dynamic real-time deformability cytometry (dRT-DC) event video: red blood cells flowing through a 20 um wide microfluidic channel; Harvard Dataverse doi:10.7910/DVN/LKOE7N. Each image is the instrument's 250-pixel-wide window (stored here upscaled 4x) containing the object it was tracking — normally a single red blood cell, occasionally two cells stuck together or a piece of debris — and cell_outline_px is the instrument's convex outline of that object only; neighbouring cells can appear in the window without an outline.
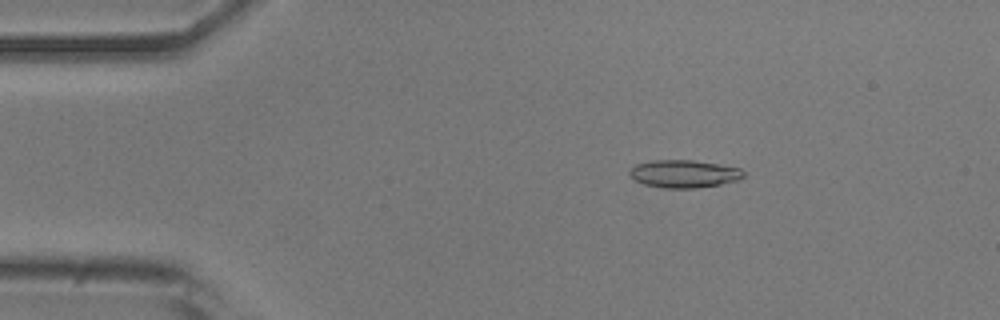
{"species": "common noctule bat (a hibernating species)", "species_latin": "Nyctalus noctula", "temperature_condition": "room temperature", "stored_images_in_passage": 51, "camera_frame_rate_fps": 3000, "um_per_image_px": 0.085, "animal": {"sex": "male", "body_mass_g": 20.5, "forearm_length_mm": 52.5}, "frame": {"image": 1, "passage_image": 8, "time_ms": 2.333, "image_size_px": [1000, 320], "cell_outline_px": [[744, 176], [740, 180], [720, 184], [696, 188], [664, 188], [644, 184], [636, 180], [628, 172], [636, 164], [652, 160], [692, 160], [740, 168], [744, 172]], "centroid_in_image_um": [58.15, 14.77], "position_along_channel_um": 26.8, "area_um2": 18.26}}
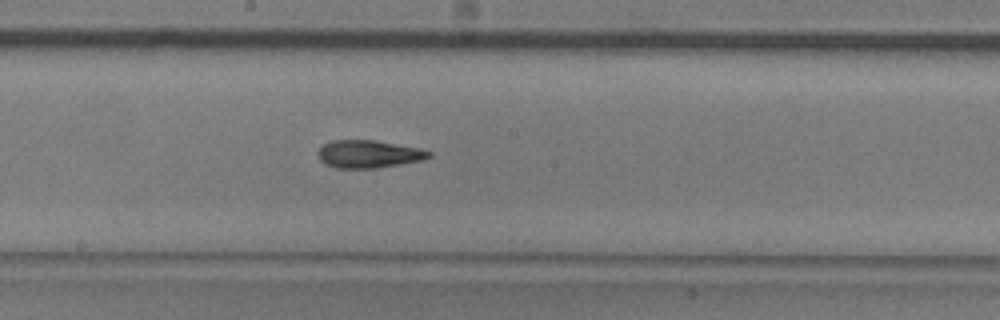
{"frame": {"image": 2, "passage_image": 27, "time_ms": 8.667, "image_size_px": [1000, 320], "cell_outline_px": [[432, 156], [424, 160], [376, 168], [336, 168], [320, 160], [316, 152], [324, 144], [332, 140], [376, 140], [420, 148], [432, 152]], "centroid_in_image_um": [31.36, 13.09], "position_along_channel_um": 216.8, "area_um2": 17.98}}
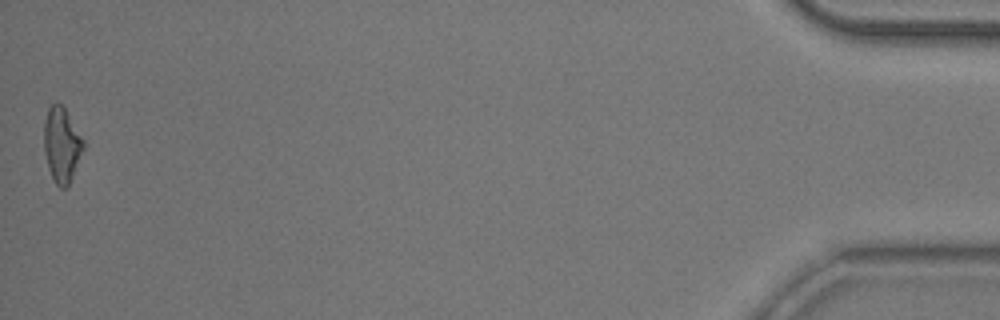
{"frame": {"image": 3, "passage_image": 51, "time_ms": 16.667, "image_size_px": [1000, 320], "cell_outline_px": [[84, 148], [68, 188], [60, 188], [56, 184], [48, 168], [44, 152], [44, 124], [48, 108], [56, 100], [64, 108], [84, 140]], "centroid_in_image_um": [5.24, 12.33], "position_along_channel_um": 430.0, "area_um2": 17.17}, "authors_computed_cell_mechanics": {"area_um2": 17.8602, "velocity_mm_per_s": 3.8975, "shape_relaxation_time_tau1_ms": 3.7403, "shape_relaxation_time_tau2_ms": 3.935, "deformation_change_tau1": 0.1905, "deformation_change_tau2": 0.1461}}